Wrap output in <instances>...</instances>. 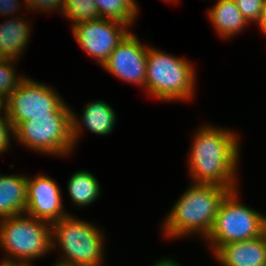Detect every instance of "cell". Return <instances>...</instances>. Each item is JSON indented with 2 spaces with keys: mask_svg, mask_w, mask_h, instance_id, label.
I'll return each mask as SVG.
<instances>
[{
  "mask_svg": "<svg viewBox=\"0 0 266 266\" xmlns=\"http://www.w3.org/2000/svg\"><path fill=\"white\" fill-rule=\"evenodd\" d=\"M72 113V140L74 145L77 144L83 127L97 135L106 136L110 134L117 121L115 110L111 105L104 102V100H96L84 105L83 113L80 118H77L73 109ZM80 120V121H79ZM82 122V124H81ZM84 125V126H83Z\"/></svg>",
  "mask_w": 266,
  "mask_h": 266,
  "instance_id": "4fadbf2b",
  "label": "cell"
},
{
  "mask_svg": "<svg viewBox=\"0 0 266 266\" xmlns=\"http://www.w3.org/2000/svg\"><path fill=\"white\" fill-rule=\"evenodd\" d=\"M64 100L51 86L26 77L5 100V112L15 129L33 116H72Z\"/></svg>",
  "mask_w": 266,
  "mask_h": 266,
  "instance_id": "52a82bcc",
  "label": "cell"
},
{
  "mask_svg": "<svg viewBox=\"0 0 266 266\" xmlns=\"http://www.w3.org/2000/svg\"><path fill=\"white\" fill-rule=\"evenodd\" d=\"M30 29L29 21L18 16L0 24V52L5 59L18 60L22 57L30 41Z\"/></svg>",
  "mask_w": 266,
  "mask_h": 266,
  "instance_id": "2e32d148",
  "label": "cell"
},
{
  "mask_svg": "<svg viewBox=\"0 0 266 266\" xmlns=\"http://www.w3.org/2000/svg\"><path fill=\"white\" fill-rule=\"evenodd\" d=\"M248 23H258L266 0H234Z\"/></svg>",
  "mask_w": 266,
  "mask_h": 266,
  "instance_id": "44dd1931",
  "label": "cell"
},
{
  "mask_svg": "<svg viewBox=\"0 0 266 266\" xmlns=\"http://www.w3.org/2000/svg\"><path fill=\"white\" fill-rule=\"evenodd\" d=\"M5 112V100L0 97V115Z\"/></svg>",
  "mask_w": 266,
  "mask_h": 266,
  "instance_id": "4316f807",
  "label": "cell"
},
{
  "mask_svg": "<svg viewBox=\"0 0 266 266\" xmlns=\"http://www.w3.org/2000/svg\"><path fill=\"white\" fill-rule=\"evenodd\" d=\"M207 11L209 21L221 38L231 39L249 25L234 0H216Z\"/></svg>",
  "mask_w": 266,
  "mask_h": 266,
  "instance_id": "9a60e30c",
  "label": "cell"
},
{
  "mask_svg": "<svg viewBox=\"0 0 266 266\" xmlns=\"http://www.w3.org/2000/svg\"><path fill=\"white\" fill-rule=\"evenodd\" d=\"M19 0H0V15L7 16L19 11L22 7ZM21 6V7H20Z\"/></svg>",
  "mask_w": 266,
  "mask_h": 266,
  "instance_id": "cb8c5ba5",
  "label": "cell"
},
{
  "mask_svg": "<svg viewBox=\"0 0 266 266\" xmlns=\"http://www.w3.org/2000/svg\"><path fill=\"white\" fill-rule=\"evenodd\" d=\"M14 266H32V263H14Z\"/></svg>",
  "mask_w": 266,
  "mask_h": 266,
  "instance_id": "f1b7e54d",
  "label": "cell"
},
{
  "mask_svg": "<svg viewBox=\"0 0 266 266\" xmlns=\"http://www.w3.org/2000/svg\"><path fill=\"white\" fill-rule=\"evenodd\" d=\"M264 234H265V236H266V222H265Z\"/></svg>",
  "mask_w": 266,
  "mask_h": 266,
  "instance_id": "d6a6232c",
  "label": "cell"
},
{
  "mask_svg": "<svg viewBox=\"0 0 266 266\" xmlns=\"http://www.w3.org/2000/svg\"><path fill=\"white\" fill-rule=\"evenodd\" d=\"M151 47L147 50L146 93L162 101L194 97L196 71L191 61Z\"/></svg>",
  "mask_w": 266,
  "mask_h": 266,
  "instance_id": "3957f363",
  "label": "cell"
},
{
  "mask_svg": "<svg viewBox=\"0 0 266 266\" xmlns=\"http://www.w3.org/2000/svg\"><path fill=\"white\" fill-rule=\"evenodd\" d=\"M3 263H31L52 251L51 223L25 214L0 220Z\"/></svg>",
  "mask_w": 266,
  "mask_h": 266,
  "instance_id": "5b68a950",
  "label": "cell"
},
{
  "mask_svg": "<svg viewBox=\"0 0 266 266\" xmlns=\"http://www.w3.org/2000/svg\"><path fill=\"white\" fill-rule=\"evenodd\" d=\"M151 266H182L177 261L172 260L171 258L168 259V257L157 260L153 265Z\"/></svg>",
  "mask_w": 266,
  "mask_h": 266,
  "instance_id": "d4e9b609",
  "label": "cell"
},
{
  "mask_svg": "<svg viewBox=\"0 0 266 266\" xmlns=\"http://www.w3.org/2000/svg\"><path fill=\"white\" fill-rule=\"evenodd\" d=\"M229 192V189L219 185L192 182L165 216L162 224L165 238H186L197 233L206 239L221 202Z\"/></svg>",
  "mask_w": 266,
  "mask_h": 266,
  "instance_id": "7a4b0ae2",
  "label": "cell"
},
{
  "mask_svg": "<svg viewBox=\"0 0 266 266\" xmlns=\"http://www.w3.org/2000/svg\"><path fill=\"white\" fill-rule=\"evenodd\" d=\"M16 62L18 61L14 59H5L0 62V97L3 100H6L26 78L23 74L17 76L15 65H12Z\"/></svg>",
  "mask_w": 266,
  "mask_h": 266,
  "instance_id": "ffe728a7",
  "label": "cell"
},
{
  "mask_svg": "<svg viewBox=\"0 0 266 266\" xmlns=\"http://www.w3.org/2000/svg\"><path fill=\"white\" fill-rule=\"evenodd\" d=\"M0 266H14V263H3V262H0Z\"/></svg>",
  "mask_w": 266,
  "mask_h": 266,
  "instance_id": "f546056e",
  "label": "cell"
},
{
  "mask_svg": "<svg viewBox=\"0 0 266 266\" xmlns=\"http://www.w3.org/2000/svg\"><path fill=\"white\" fill-rule=\"evenodd\" d=\"M192 140L187 162L192 182L215 184L230 191L239 189L236 168L241 148L237 133L212 124L202 125Z\"/></svg>",
  "mask_w": 266,
  "mask_h": 266,
  "instance_id": "6da1fadb",
  "label": "cell"
},
{
  "mask_svg": "<svg viewBox=\"0 0 266 266\" xmlns=\"http://www.w3.org/2000/svg\"><path fill=\"white\" fill-rule=\"evenodd\" d=\"M164 1H169V2H173V3H175L176 2V0H164Z\"/></svg>",
  "mask_w": 266,
  "mask_h": 266,
  "instance_id": "1f68e13d",
  "label": "cell"
},
{
  "mask_svg": "<svg viewBox=\"0 0 266 266\" xmlns=\"http://www.w3.org/2000/svg\"><path fill=\"white\" fill-rule=\"evenodd\" d=\"M213 256L221 266H266V236L221 245Z\"/></svg>",
  "mask_w": 266,
  "mask_h": 266,
  "instance_id": "7c38bea8",
  "label": "cell"
},
{
  "mask_svg": "<svg viewBox=\"0 0 266 266\" xmlns=\"http://www.w3.org/2000/svg\"><path fill=\"white\" fill-rule=\"evenodd\" d=\"M100 18L121 22L129 27L139 14L136 0H95Z\"/></svg>",
  "mask_w": 266,
  "mask_h": 266,
  "instance_id": "ac0fdd59",
  "label": "cell"
},
{
  "mask_svg": "<svg viewBox=\"0 0 266 266\" xmlns=\"http://www.w3.org/2000/svg\"><path fill=\"white\" fill-rule=\"evenodd\" d=\"M11 139L14 140V128L6 112H4L0 115V154L5 153L11 147Z\"/></svg>",
  "mask_w": 266,
  "mask_h": 266,
  "instance_id": "603a6c76",
  "label": "cell"
},
{
  "mask_svg": "<svg viewBox=\"0 0 266 266\" xmlns=\"http://www.w3.org/2000/svg\"><path fill=\"white\" fill-rule=\"evenodd\" d=\"M60 186L52 177L39 174L27 177L25 215L53 223L70 215L65 211Z\"/></svg>",
  "mask_w": 266,
  "mask_h": 266,
  "instance_id": "8fae6325",
  "label": "cell"
},
{
  "mask_svg": "<svg viewBox=\"0 0 266 266\" xmlns=\"http://www.w3.org/2000/svg\"><path fill=\"white\" fill-rule=\"evenodd\" d=\"M104 240L98 226L71 214L51 224L52 251L61 248L58 261L72 266H103Z\"/></svg>",
  "mask_w": 266,
  "mask_h": 266,
  "instance_id": "277c9868",
  "label": "cell"
},
{
  "mask_svg": "<svg viewBox=\"0 0 266 266\" xmlns=\"http://www.w3.org/2000/svg\"><path fill=\"white\" fill-rule=\"evenodd\" d=\"M57 262V263H56ZM55 264H53L52 266H72L70 264H67V263H63V262H60V261H56Z\"/></svg>",
  "mask_w": 266,
  "mask_h": 266,
  "instance_id": "83f0119b",
  "label": "cell"
},
{
  "mask_svg": "<svg viewBox=\"0 0 266 266\" xmlns=\"http://www.w3.org/2000/svg\"><path fill=\"white\" fill-rule=\"evenodd\" d=\"M130 32L112 51L101 68L111 75L146 90L147 50Z\"/></svg>",
  "mask_w": 266,
  "mask_h": 266,
  "instance_id": "30bf717a",
  "label": "cell"
},
{
  "mask_svg": "<svg viewBox=\"0 0 266 266\" xmlns=\"http://www.w3.org/2000/svg\"><path fill=\"white\" fill-rule=\"evenodd\" d=\"M71 27L81 49L92 56L101 67L117 45L131 32L128 25L104 18L79 22Z\"/></svg>",
  "mask_w": 266,
  "mask_h": 266,
  "instance_id": "9c48e42d",
  "label": "cell"
},
{
  "mask_svg": "<svg viewBox=\"0 0 266 266\" xmlns=\"http://www.w3.org/2000/svg\"><path fill=\"white\" fill-rule=\"evenodd\" d=\"M238 193L236 189L225 196L213 228L204 240L210 246L212 254L221 245L250 240L264 234L266 215L243 204Z\"/></svg>",
  "mask_w": 266,
  "mask_h": 266,
  "instance_id": "8992f818",
  "label": "cell"
},
{
  "mask_svg": "<svg viewBox=\"0 0 266 266\" xmlns=\"http://www.w3.org/2000/svg\"><path fill=\"white\" fill-rule=\"evenodd\" d=\"M62 14L71 25L100 18L95 0H65Z\"/></svg>",
  "mask_w": 266,
  "mask_h": 266,
  "instance_id": "d6986e66",
  "label": "cell"
},
{
  "mask_svg": "<svg viewBox=\"0 0 266 266\" xmlns=\"http://www.w3.org/2000/svg\"><path fill=\"white\" fill-rule=\"evenodd\" d=\"M72 116H33L14 129V140L29 150L64 157L74 150Z\"/></svg>",
  "mask_w": 266,
  "mask_h": 266,
  "instance_id": "ba28073f",
  "label": "cell"
},
{
  "mask_svg": "<svg viewBox=\"0 0 266 266\" xmlns=\"http://www.w3.org/2000/svg\"><path fill=\"white\" fill-rule=\"evenodd\" d=\"M67 189L72 203L78 208L94 203L101 193L98 179L91 172L84 169L71 175Z\"/></svg>",
  "mask_w": 266,
  "mask_h": 266,
  "instance_id": "e0dca14e",
  "label": "cell"
},
{
  "mask_svg": "<svg viewBox=\"0 0 266 266\" xmlns=\"http://www.w3.org/2000/svg\"><path fill=\"white\" fill-rule=\"evenodd\" d=\"M27 205V176L0 173V220L23 215Z\"/></svg>",
  "mask_w": 266,
  "mask_h": 266,
  "instance_id": "5bb4252c",
  "label": "cell"
},
{
  "mask_svg": "<svg viewBox=\"0 0 266 266\" xmlns=\"http://www.w3.org/2000/svg\"><path fill=\"white\" fill-rule=\"evenodd\" d=\"M258 26L263 34H266V1L261 12L260 19L258 21Z\"/></svg>",
  "mask_w": 266,
  "mask_h": 266,
  "instance_id": "484cf974",
  "label": "cell"
},
{
  "mask_svg": "<svg viewBox=\"0 0 266 266\" xmlns=\"http://www.w3.org/2000/svg\"><path fill=\"white\" fill-rule=\"evenodd\" d=\"M24 2L26 9L30 10L31 12L36 10L37 12L41 11L40 13L59 11L62 14L65 0H24Z\"/></svg>",
  "mask_w": 266,
  "mask_h": 266,
  "instance_id": "7402d4cb",
  "label": "cell"
},
{
  "mask_svg": "<svg viewBox=\"0 0 266 266\" xmlns=\"http://www.w3.org/2000/svg\"><path fill=\"white\" fill-rule=\"evenodd\" d=\"M3 60H5V58H4V56L0 52V62H2Z\"/></svg>",
  "mask_w": 266,
  "mask_h": 266,
  "instance_id": "4dcf8cb0",
  "label": "cell"
}]
</instances>
